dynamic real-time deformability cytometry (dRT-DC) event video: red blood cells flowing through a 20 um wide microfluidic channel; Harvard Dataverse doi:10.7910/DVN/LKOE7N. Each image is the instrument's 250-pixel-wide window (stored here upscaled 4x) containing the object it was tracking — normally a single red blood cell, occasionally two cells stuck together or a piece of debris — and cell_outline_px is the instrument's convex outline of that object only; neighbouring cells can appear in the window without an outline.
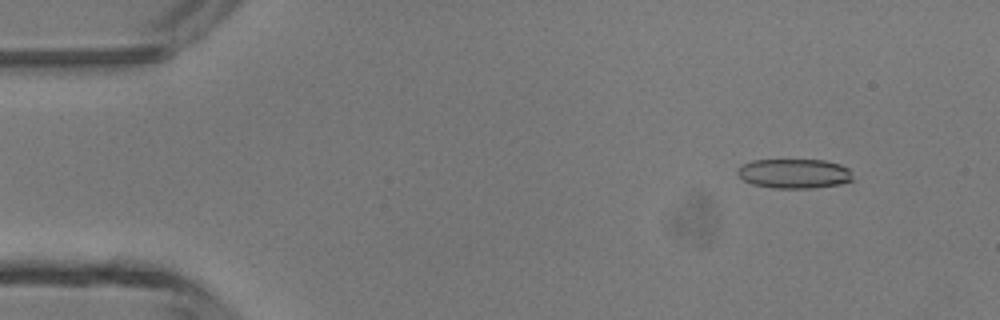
{"species": "common noctule bat (a hibernating species)", "species_latin": "Nyctalus noctula", "temperature_condition": "room temperature", "stored_images_in_passage": 23, "camera_frame_rate_fps": 3000, "um_per_image_px": 0.085, "animal": {"sex": "male", "body_mass_g": 13.3}, "frame": {"image": 1, "passage_image": 5, "time_ms": 1.333, "image_size_px": [1000, 320], "cell_outline_px": [[852, 180], [840, 184], [812, 188], [772, 188], [752, 184], [744, 180], [736, 172], [744, 164], [752, 160], [824, 160], [840, 164], [848, 168], [852, 176]], "centroid_in_image_um": [67.52, 14.75], "position_along_channel_um": 17.5, "area_um2": 19.71}}
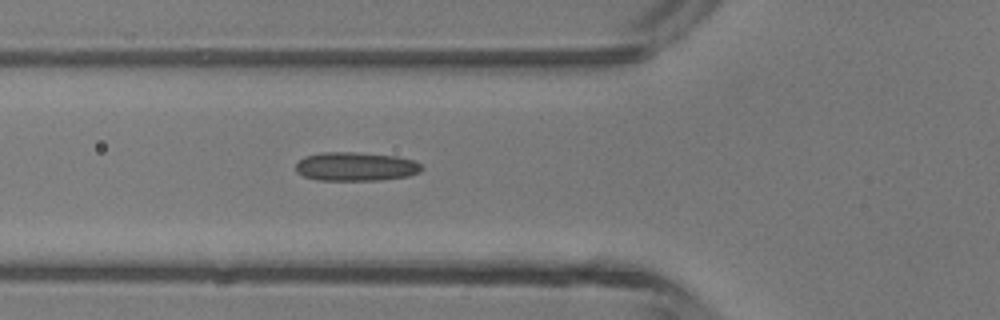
{"frame": {"image": 2, "passage_image": 17, "time_ms": 5.333, "image_size_px": [1000, 320], "cell_outline_px": [[424, 168], [420, 172], [408, 176], [380, 180], [316, 180], [304, 176], [296, 172], [296, 164], [304, 156], [320, 152], [360, 152], [396, 156], [416, 160]], "centroid_in_image_um": [30.25, 14.15], "position_along_channel_um": 95.5, "area_um2": 21.39}}
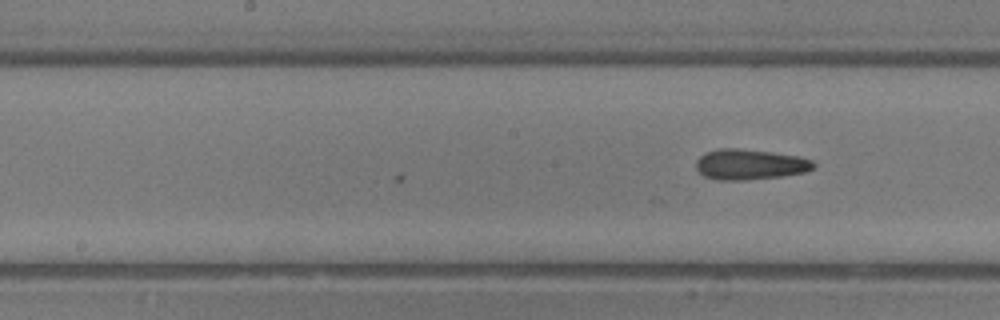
{"frame": {"image": 3, "passage_image": 23, "time_ms": 7.333, "image_size_px": [1000, 320], "cell_outline_px": [[816, 168], [804, 172], [784, 176], [748, 180], [716, 180], [704, 176], [696, 168], [696, 160], [700, 156], [708, 152], [720, 148], [740, 148], [772, 152], [800, 156], [812, 160], [816, 164]], "centroid_in_image_um": [63.78, 13.98], "position_along_channel_um": 184.4, "area_um2": 21.1}}